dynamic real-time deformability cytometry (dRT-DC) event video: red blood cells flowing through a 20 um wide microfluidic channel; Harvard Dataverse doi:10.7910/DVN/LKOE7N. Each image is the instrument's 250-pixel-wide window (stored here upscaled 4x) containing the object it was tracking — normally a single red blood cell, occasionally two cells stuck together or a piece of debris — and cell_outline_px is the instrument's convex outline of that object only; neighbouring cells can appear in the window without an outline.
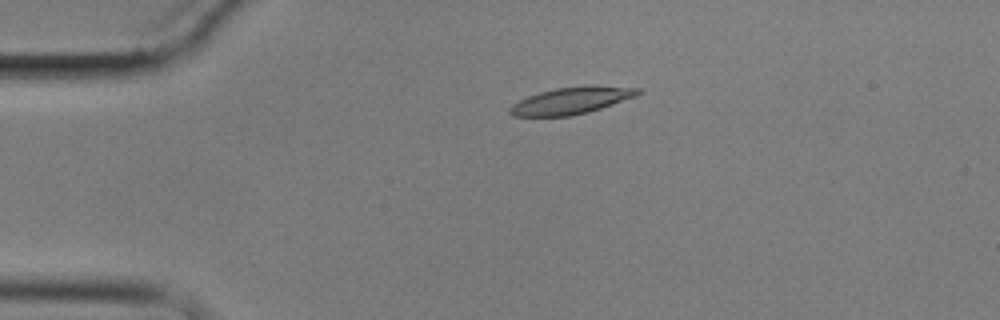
{"species": "common noctule bat (a hibernating species)", "species_latin": "Nyctalus noctula", "temperature_condition": "cold", "stored_images_in_passage": 4, "camera_frame_rate_fps": 3000, "um_per_image_px": 0.085, "animal": {"sex": "male", "body_mass_g": 17.9}, "frame": {"image": 1, "passage_image": 3, "time_ms": 3.333, "image_size_px": [1000, 320], "cell_outline_px": [[640, 92], [636, 96], [588, 112], [572, 116], [512, 116], [508, 112], [508, 108], [512, 104], [528, 96], [540, 92], [556, 88], [640, 88]], "centroid_in_image_um": [48.42, 8.61], "position_along_channel_um": 36.6, "area_um2": 18.96}}